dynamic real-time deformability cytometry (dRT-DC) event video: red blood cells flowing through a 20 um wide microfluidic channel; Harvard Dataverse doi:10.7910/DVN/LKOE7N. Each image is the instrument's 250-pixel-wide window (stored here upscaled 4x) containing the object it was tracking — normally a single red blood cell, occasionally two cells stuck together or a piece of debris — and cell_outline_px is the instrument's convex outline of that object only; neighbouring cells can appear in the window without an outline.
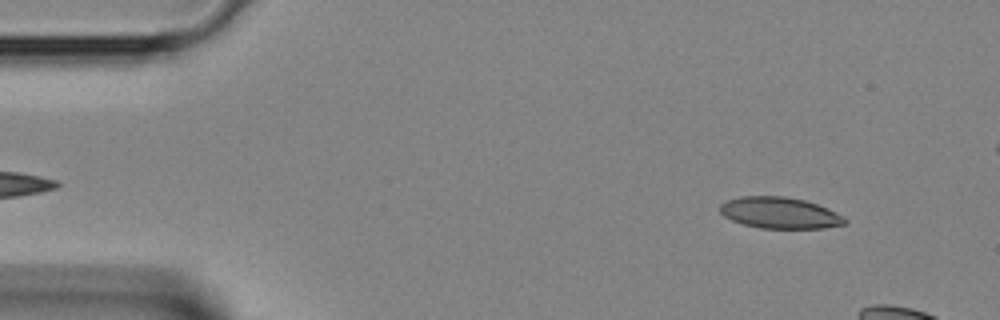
{"species": "Egyptian fruit bat (a non-hibernating species)", "species_latin": "Rousettus aegyptiacus", "temperature_condition": "room temperature", "stored_images_in_passage": 4, "segment_of_instrument_passage": [2, 2], "camera_frame_rate_fps": 3000, "um_per_image_px": 0.085, "animal": {"sex": "female"}, "frame": {"image": 1, "passage_image": 4, "time_ms": 1.0, "image_size_px": [1000, 320], "cell_outline_px": [[848, 224], [824, 228], [760, 228], [744, 224], [732, 220], [724, 216], [720, 212], [720, 204], [728, 200], [740, 196], [784, 196], [804, 200], [828, 208], [844, 216], [848, 220]], "centroid_in_image_um": [66.31, 18.09], "position_along_channel_um": 18.7, "area_um2": 22.83}}